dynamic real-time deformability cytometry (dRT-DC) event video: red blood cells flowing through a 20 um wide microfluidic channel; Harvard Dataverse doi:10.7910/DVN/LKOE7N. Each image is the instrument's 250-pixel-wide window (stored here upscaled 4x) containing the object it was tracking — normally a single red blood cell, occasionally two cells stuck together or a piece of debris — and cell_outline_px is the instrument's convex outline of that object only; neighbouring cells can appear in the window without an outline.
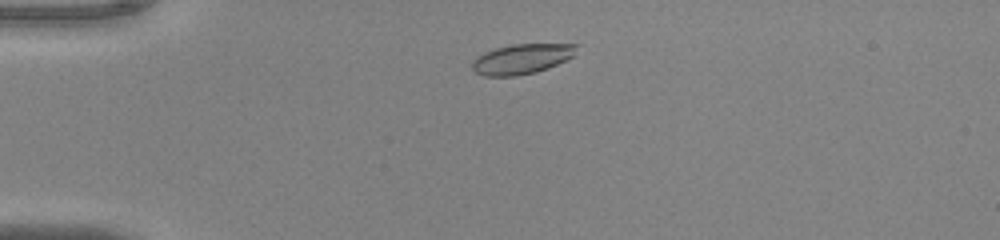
{"species": "common noctule bat (a hibernating species)", "species_latin": "Nyctalus noctula", "temperature_condition": "warm", "stored_images_in_passage": 44, "camera_frame_rate_fps": 3000, "um_per_image_px": 0.085, "animal": {"sex": "male", "body_mass_g": 20.0, "forearm_length_mm": 53.3}, "frame": {"image": 1, "passage_image": 5, "time_ms": 1.333, "image_size_px": [1000, 240], "cell_outline_px": [[580, 44], [576, 56], [536, 72], [516, 76], [484, 76], [476, 72], [472, 68], [472, 60], [484, 52], [496, 48], [512, 44]], "centroid_in_image_um": [44.39, 5.0], "position_along_channel_um": 40.6, "area_um2": 18.38}}
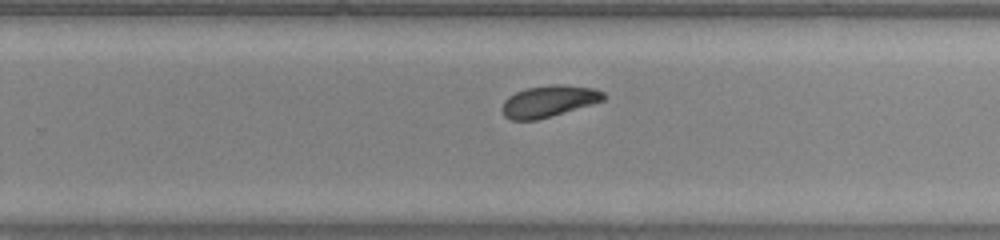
{"frame": {"image": 2, "passage_image": 26, "time_ms": 8.333, "image_size_px": [1000, 240], "cell_outline_px": [[604, 100], [592, 104], [552, 116], [536, 120], [512, 120], [504, 116], [500, 108], [504, 100], [508, 96], [516, 92], [528, 88], [552, 84], [560, 84], [592, 88], [604, 92]], "centroid_in_image_um": [46.61, 8.61], "position_along_channel_um": 283.2, "area_um2": 18.61}}
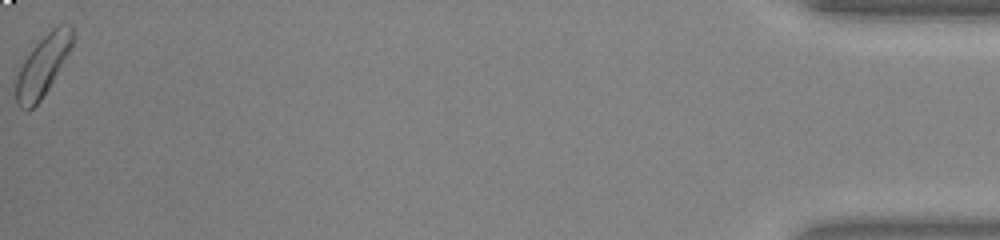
{"frame": {"image": 3, "passage_image": 44, "time_ms": 14.333, "image_size_px": [1000, 240], "cell_outline_px": [[72, 44], [68, 52], [48, 88], [40, 100], [32, 108], [20, 108], [16, 104], [12, 80], [24, 60], [32, 48], [56, 24], [72, 24]], "centroid_in_image_um": [3.55, 5.6], "position_along_channel_um": 431.7, "area_um2": 19.83}, "authors_computed_cell_mechanics": {"area_um2": 18.8717, "velocity_mm_per_s": 4.0179, "shape_relaxation_time_tau1_ms": 3.2044, "shape_relaxation_time_tau2_ms": 2.6838, "deformation_change_tau1": 0.088, "deformation_change_tau2": 0.0737}}